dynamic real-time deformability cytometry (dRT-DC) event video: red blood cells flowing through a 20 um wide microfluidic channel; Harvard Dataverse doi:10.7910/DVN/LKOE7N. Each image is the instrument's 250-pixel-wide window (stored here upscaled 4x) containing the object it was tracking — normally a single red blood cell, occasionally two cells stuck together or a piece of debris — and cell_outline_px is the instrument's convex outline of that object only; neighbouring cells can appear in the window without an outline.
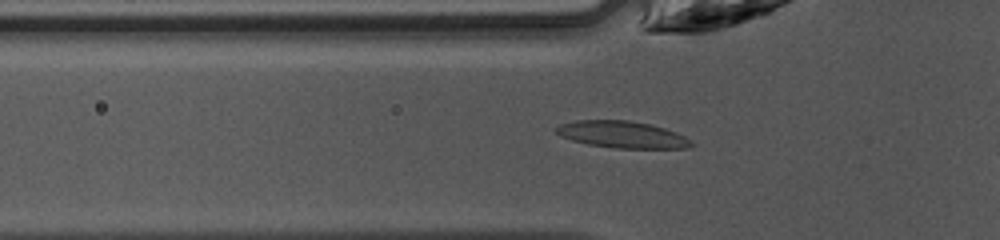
{"species": "common noctule bat (a hibernating species)", "species_latin": "Nyctalus noctula", "temperature_condition": "warm", "stored_images_in_passage": 42, "camera_frame_rate_fps": 3000, "um_per_image_px": 0.085, "animal": {"sex": "female", "body_mass_g": 10.0, "forearm_length_mm": 53.1}, "frame": {"image": 1, "passage_image": 16, "time_ms": 5.0, "image_size_px": [1000, 240], "cell_outline_px": [[696, 144], [684, 148], [612, 148], [588, 144], [572, 140], [560, 136], [552, 128], [560, 124], [576, 120], [628, 120], [652, 124], [676, 132], [684, 136]], "centroid_in_image_um": [52.86, 11.43], "position_along_channel_um": 72.9, "area_um2": 21.27}}
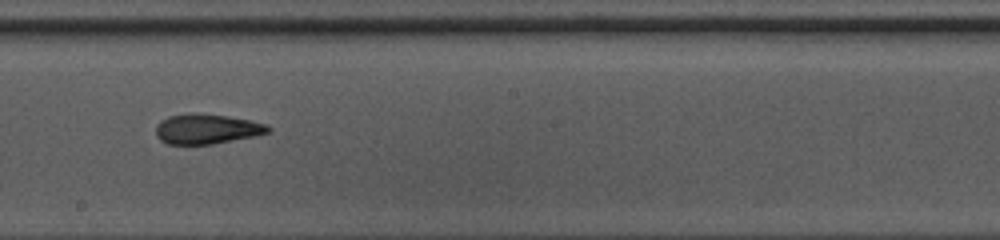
{"frame": {"image": 2, "passage_image": 27, "time_ms": 8.667, "image_size_px": [1000, 240], "cell_outline_px": [[272, 128], [268, 132], [256, 136], [212, 144], [168, 144], [160, 140], [156, 136], [156, 124], [160, 120], [168, 116], [192, 112], [196, 112], [228, 116], [268, 124]], "centroid_in_image_um": [17.56, 10.95], "position_along_channel_um": 230.6, "area_um2": 19.83}}
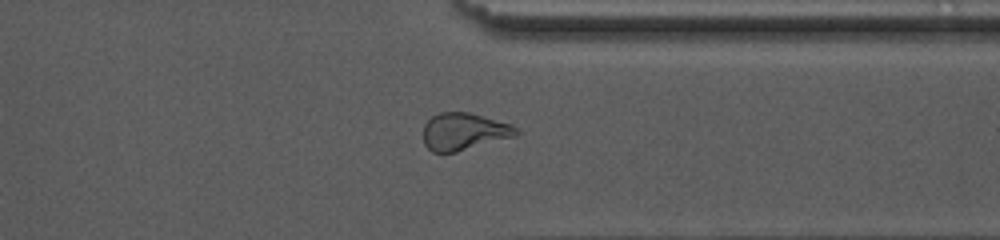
{"frame": {"image": 3, "passage_image": 37, "time_ms": 12.0, "image_size_px": [1000, 240], "cell_outline_px": [[520, 132], [516, 136], [456, 152], [432, 152], [424, 144], [424, 124], [432, 116], [440, 112], [468, 112], [512, 124]], "centroid_in_image_um": [39.44, 11.18], "position_along_channel_um": 372.0, "area_um2": 20.11}}